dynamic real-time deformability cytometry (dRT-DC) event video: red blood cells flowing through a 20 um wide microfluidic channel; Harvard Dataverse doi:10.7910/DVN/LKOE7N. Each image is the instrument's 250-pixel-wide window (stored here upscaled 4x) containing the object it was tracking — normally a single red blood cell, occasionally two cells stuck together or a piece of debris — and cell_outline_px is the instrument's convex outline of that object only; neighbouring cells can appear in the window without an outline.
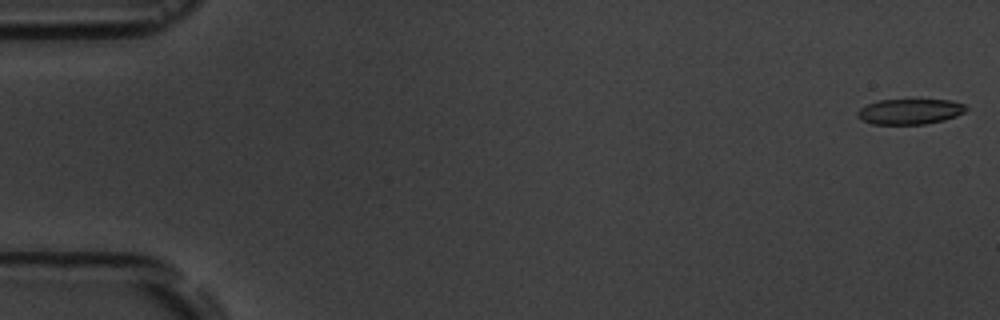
{"species": "common noctule bat (a hibernating species)", "species_latin": "Nyctalus noctula", "temperature_condition": "room temperature", "stored_images_in_passage": 5, "camera_frame_rate_fps": 3000, "um_per_image_px": 0.085, "animal": {"sex": "male", "body_mass_g": 19.5, "forearm_length_mm": 54.6}, "frame": {"image": 1, "passage_image": 1, "time_ms": 0.0, "image_size_px": [1000, 320], "cell_outline_px": [[968, 108], [964, 112], [956, 116], [944, 120], [924, 124], [872, 124], [860, 120], [856, 116], [856, 112], [860, 108], [868, 104], [880, 100], [948, 100], [964, 104]], "centroid_in_image_um": [77.31, 9.49], "position_along_channel_um": 7.7, "area_um2": 16.07}}
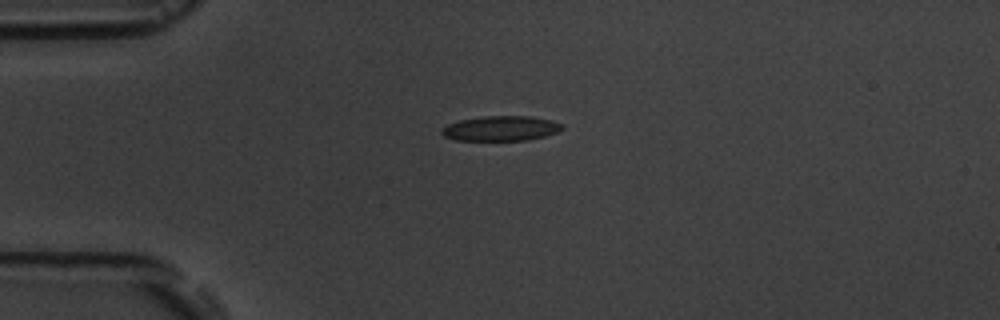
{"frame": {"image": 2, "passage_image": 4, "time_ms": 4.333, "image_size_px": [1000, 320], "cell_outline_px": [[564, 128], [556, 132], [544, 136], [528, 140], [456, 140], [444, 136], [440, 132], [440, 128], [448, 124], [460, 120], [484, 116], [528, 116], [552, 120], [564, 124]], "centroid_in_image_um": [42.57, 10.91], "position_along_channel_um": 42.4, "area_um2": 17.51}}